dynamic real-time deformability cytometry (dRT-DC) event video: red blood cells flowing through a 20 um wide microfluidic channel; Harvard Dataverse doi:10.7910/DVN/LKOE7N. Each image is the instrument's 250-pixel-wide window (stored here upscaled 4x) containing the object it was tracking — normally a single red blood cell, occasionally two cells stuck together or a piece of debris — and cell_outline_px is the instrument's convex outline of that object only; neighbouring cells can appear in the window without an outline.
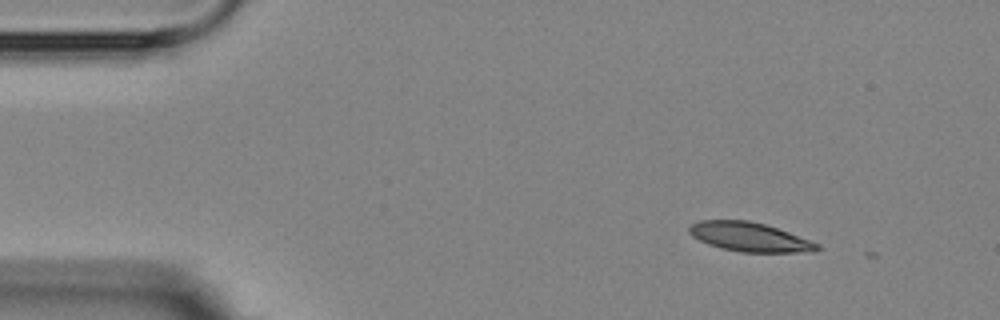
{"species": "Egyptian fruit bat (a non-hibernating species)", "species_latin": "Rousettus aegyptiacus", "temperature_condition": "room temperature", "stored_images_in_passage": 3, "camera_frame_rate_fps": 3000, "um_per_image_px": 0.085, "animal": {"sex": "female"}, "frame": {"image": 1, "passage_image": 1, "time_ms": 0.0, "image_size_px": [1000, 320], "cell_outline_px": [[820, 248], [812, 252], [740, 252], [720, 248], [708, 244], [692, 236], [688, 232], [688, 228], [692, 224], [700, 220], [748, 220], [764, 224], [788, 232], [820, 244]], "centroid_in_image_um": [63.69, 20.14], "position_along_channel_um": 21.3, "area_um2": 21.62}}